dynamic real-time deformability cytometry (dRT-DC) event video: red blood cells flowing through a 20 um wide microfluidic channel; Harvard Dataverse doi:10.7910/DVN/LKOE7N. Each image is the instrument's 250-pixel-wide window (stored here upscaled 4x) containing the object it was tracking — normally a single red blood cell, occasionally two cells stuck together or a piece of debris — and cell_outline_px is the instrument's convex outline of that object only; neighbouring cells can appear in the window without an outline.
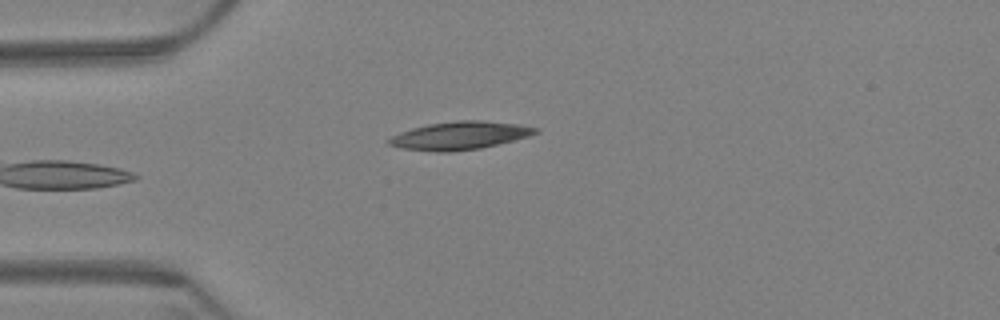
{"species": "Egyptian fruit bat (a non-hibernating species)", "species_latin": "Rousettus aegyptiacus", "temperature_condition": "warm", "stored_images_in_passage": 44, "camera_frame_rate_fps": 3000, "um_per_image_px": 0.085, "animal": {"sex": "female"}, "frame": {"image": 1, "passage_image": 1, "time_ms": 0.0, "image_size_px": [1000, 320], "cell_outline_px": [[540, 132], [528, 136], [480, 148], [452, 152], [436, 152], [400, 148], [388, 144], [384, 140], [400, 132], [412, 128], [428, 124], [456, 120], [480, 120], [516, 124], [540, 128]], "centroid_in_image_um": [39.03, 11.52], "position_along_channel_um": 46.0, "area_um2": 23.93}}
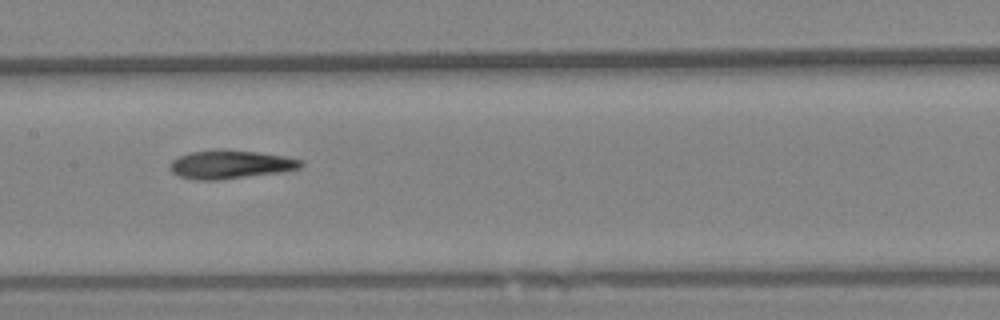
{"frame": {"image": 2, "passage_image": 16, "time_ms": 5.0, "image_size_px": [1000, 320], "cell_outline_px": [[304, 164], [300, 168], [280, 172], [216, 180], [200, 180], [180, 176], [172, 172], [168, 168], [168, 164], [172, 160], [188, 152], [224, 148], [256, 152], [284, 156], [304, 160]], "centroid_in_image_um": [19.57, 13.96], "position_along_channel_um": 187.8, "area_um2": 21.85}}
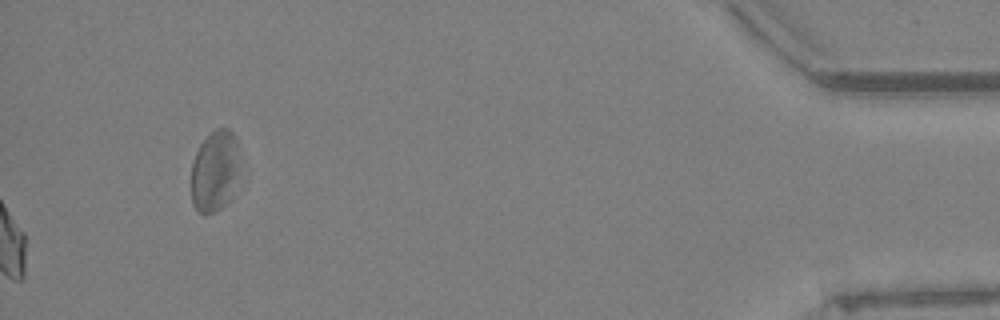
{"frame": {"image": 3, "passage_image": 44, "time_ms": 14.333, "image_size_px": [1000, 320], "cell_outline_px": [[240, 172], [228, 200], [220, 208], [204, 216], [192, 204], [192, 164], [196, 152], [200, 144], [216, 128], [228, 128], [236, 136], [240, 144]], "centroid_in_image_um": [18.3, 14.49], "position_along_channel_um": 416.9, "area_um2": 23.29}, "authors_computed_cell_mechanics": {"area_um2": 21.7906, "velocity_mm_per_s": 3.1987, "shape_relaxation_time_tau1_ms": null, "shape_relaxation_time_tau2_ms": 3.6555, "deformation_change_tau1": null, "deformation_change_tau2": 0.1437}}